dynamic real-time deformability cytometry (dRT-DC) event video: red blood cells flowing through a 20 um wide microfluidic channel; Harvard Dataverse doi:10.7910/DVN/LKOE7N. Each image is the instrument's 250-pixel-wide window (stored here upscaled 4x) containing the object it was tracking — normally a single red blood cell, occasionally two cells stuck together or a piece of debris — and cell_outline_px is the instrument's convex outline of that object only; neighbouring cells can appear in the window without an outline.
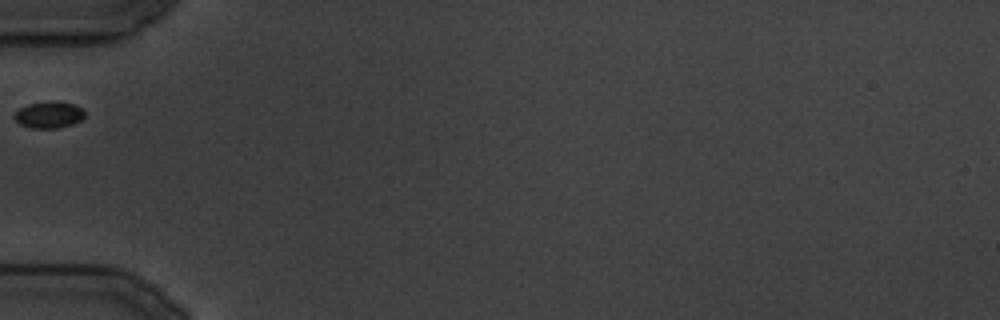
{"species": "common noctule bat (a hibernating species)", "species_latin": "Nyctalus noctula", "temperature_condition": "cold", "stored_images_in_passage": 24, "camera_frame_rate_fps": 3000, "um_per_image_px": 0.085, "animal": {"sex": "male", "body_mass_g": 19.5, "forearm_length_mm": 54.6}, "frame": {"image": 1, "passage_image": 1, "time_ms": 0.0, "image_size_px": [1000, 320], "cell_outline_px": [[84, 116], [80, 120], [72, 124], [56, 128], [28, 128], [20, 124], [16, 120], [16, 112], [20, 108], [28, 104], [72, 104], [80, 108], [84, 112]], "centroid_in_image_um": [4.14, 9.82], "position_along_channel_um": 80.9, "area_um2": 10.06}}
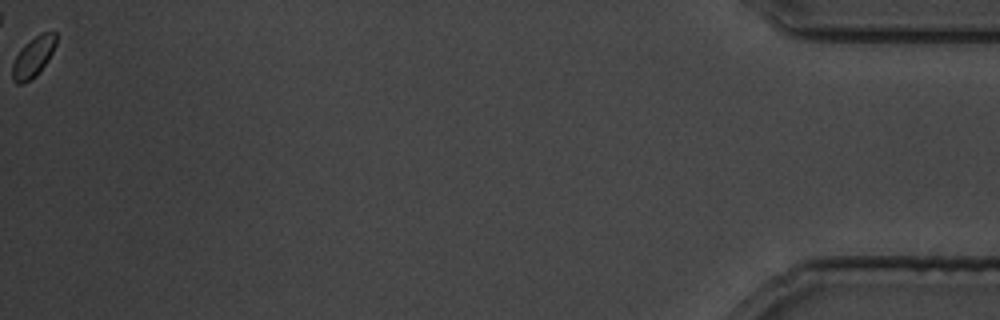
{"frame": {"image": 2, "passage_image": 24, "time_ms": 28.667, "image_size_px": [1000, 320], "cell_outline_px": [[56, 44], [48, 60], [36, 76], [20, 84], [16, 84], [12, 80], [12, 64], [20, 48], [24, 44], [36, 36], [44, 32], [56, 32]], "centroid_in_image_um": [2.8, 4.85], "position_along_channel_um": 432.4, "area_um2": 10.17}}